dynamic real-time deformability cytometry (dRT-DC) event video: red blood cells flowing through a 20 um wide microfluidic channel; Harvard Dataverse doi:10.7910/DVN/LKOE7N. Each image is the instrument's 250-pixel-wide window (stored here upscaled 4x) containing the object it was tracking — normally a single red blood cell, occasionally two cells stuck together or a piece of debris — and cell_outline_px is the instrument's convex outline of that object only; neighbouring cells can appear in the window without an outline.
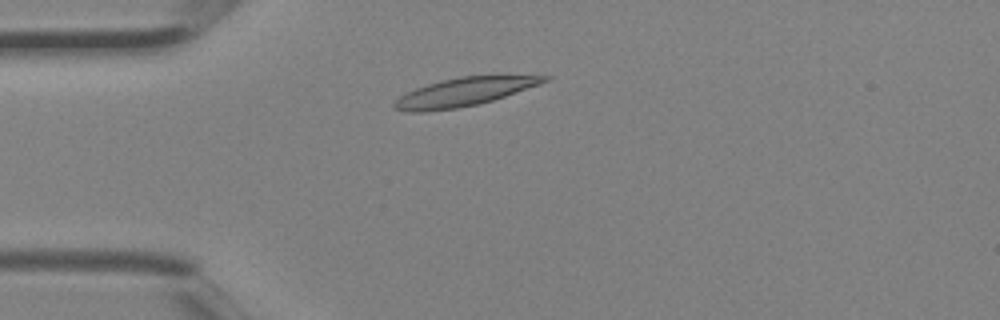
{"species": "Egyptian fruit bat (a non-hibernating species)", "species_latin": "Rousettus aegyptiacus", "temperature_condition": "room temperature", "stored_images_in_passage": 3, "camera_frame_rate_fps": 3000, "um_per_image_px": 0.085, "animal": {"sex": "female"}, "frame": {"image": 1, "passage_image": 3, "time_ms": 0.667, "image_size_px": [1000, 320], "cell_outline_px": [[552, 76], [548, 80], [540, 84], [480, 104], [456, 108], [424, 112], [408, 112], [392, 108], [392, 104], [400, 96], [416, 88], [428, 84], [460, 76]], "centroid_in_image_um": [39.39, 7.83], "position_along_channel_um": 45.6, "area_um2": 24.33}}